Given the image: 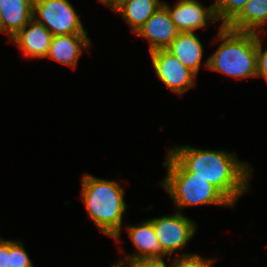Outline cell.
<instances>
[{"instance_id":"6da1fadb","label":"cell","mask_w":267,"mask_h":267,"mask_svg":"<svg viewBox=\"0 0 267 267\" xmlns=\"http://www.w3.org/2000/svg\"><path fill=\"white\" fill-rule=\"evenodd\" d=\"M169 151L193 177H201L216 187L233 205L248 189V165L239 162L234 154L189 146L173 147ZM249 167V168H248Z\"/></svg>"},{"instance_id":"7a4b0ae2","label":"cell","mask_w":267,"mask_h":267,"mask_svg":"<svg viewBox=\"0 0 267 267\" xmlns=\"http://www.w3.org/2000/svg\"><path fill=\"white\" fill-rule=\"evenodd\" d=\"M82 200L90 219L100 231L119 242L122 216L126 211L124 190L116 181L85 175L82 178Z\"/></svg>"},{"instance_id":"3957f363","label":"cell","mask_w":267,"mask_h":267,"mask_svg":"<svg viewBox=\"0 0 267 267\" xmlns=\"http://www.w3.org/2000/svg\"><path fill=\"white\" fill-rule=\"evenodd\" d=\"M257 34L221 26L218 39L222 44L208 58L205 67L239 79L256 77Z\"/></svg>"},{"instance_id":"277c9868","label":"cell","mask_w":267,"mask_h":267,"mask_svg":"<svg viewBox=\"0 0 267 267\" xmlns=\"http://www.w3.org/2000/svg\"><path fill=\"white\" fill-rule=\"evenodd\" d=\"M167 161L163 165L168 167L167 177L162 186L168 191L178 208L217 204L233 206V204L213 185L201 177H193L170 152Z\"/></svg>"},{"instance_id":"5b68a950","label":"cell","mask_w":267,"mask_h":267,"mask_svg":"<svg viewBox=\"0 0 267 267\" xmlns=\"http://www.w3.org/2000/svg\"><path fill=\"white\" fill-rule=\"evenodd\" d=\"M37 12L39 18H37ZM33 19L44 25L53 36L86 34L83 25L68 0H34Z\"/></svg>"},{"instance_id":"8992f818","label":"cell","mask_w":267,"mask_h":267,"mask_svg":"<svg viewBox=\"0 0 267 267\" xmlns=\"http://www.w3.org/2000/svg\"><path fill=\"white\" fill-rule=\"evenodd\" d=\"M150 221L160 244V259L185 247L196 231V224L179 211Z\"/></svg>"},{"instance_id":"52a82bcc","label":"cell","mask_w":267,"mask_h":267,"mask_svg":"<svg viewBox=\"0 0 267 267\" xmlns=\"http://www.w3.org/2000/svg\"><path fill=\"white\" fill-rule=\"evenodd\" d=\"M150 54L157 76L169 89L181 95L194 86L193 78H196V74L184 66L170 51L159 49Z\"/></svg>"},{"instance_id":"ba28073f","label":"cell","mask_w":267,"mask_h":267,"mask_svg":"<svg viewBox=\"0 0 267 267\" xmlns=\"http://www.w3.org/2000/svg\"><path fill=\"white\" fill-rule=\"evenodd\" d=\"M162 5L180 32H193L217 20L215 4L204 8L197 0H179L171 9L165 2Z\"/></svg>"},{"instance_id":"9c48e42d","label":"cell","mask_w":267,"mask_h":267,"mask_svg":"<svg viewBox=\"0 0 267 267\" xmlns=\"http://www.w3.org/2000/svg\"><path fill=\"white\" fill-rule=\"evenodd\" d=\"M149 41L150 52L167 49L180 31L172 21L168 10L161 5L135 33Z\"/></svg>"},{"instance_id":"30bf717a","label":"cell","mask_w":267,"mask_h":267,"mask_svg":"<svg viewBox=\"0 0 267 267\" xmlns=\"http://www.w3.org/2000/svg\"><path fill=\"white\" fill-rule=\"evenodd\" d=\"M52 37V33L44 25L32 19L11 40L24 52V55L44 58L49 52Z\"/></svg>"},{"instance_id":"8fae6325","label":"cell","mask_w":267,"mask_h":267,"mask_svg":"<svg viewBox=\"0 0 267 267\" xmlns=\"http://www.w3.org/2000/svg\"><path fill=\"white\" fill-rule=\"evenodd\" d=\"M90 40L86 34H65L53 36L46 57L75 68L82 53V48H90Z\"/></svg>"},{"instance_id":"7c38bea8","label":"cell","mask_w":267,"mask_h":267,"mask_svg":"<svg viewBox=\"0 0 267 267\" xmlns=\"http://www.w3.org/2000/svg\"><path fill=\"white\" fill-rule=\"evenodd\" d=\"M34 0H0L3 32L14 37L33 19Z\"/></svg>"},{"instance_id":"4fadbf2b","label":"cell","mask_w":267,"mask_h":267,"mask_svg":"<svg viewBox=\"0 0 267 267\" xmlns=\"http://www.w3.org/2000/svg\"><path fill=\"white\" fill-rule=\"evenodd\" d=\"M127 229L133 244L139 252L135 253V255H128L126 260L121 261L160 259V244L150 220H146L139 226H129Z\"/></svg>"},{"instance_id":"5bb4252c","label":"cell","mask_w":267,"mask_h":267,"mask_svg":"<svg viewBox=\"0 0 267 267\" xmlns=\"http://www.w3.org/2000/svg\"><path fill=\"white\" fill-rule=\"evenodd\" d=\"M167 50L197 75L202 60L203 47L194 32H180Z\"/></svg>"},{"instance_id":"9a60e30c","label":"cell","mask_w":267,"mask_h":267,"mask_svg":"<svg viewBox=\"0 0 267 267\" xmlns=\"http://www.w3.org/2000/svg\"><path fill=\"white\" fill-rule=\"evenodd\" d=\"M162 3L159 0H118L111 9L120 12L136 33Z\"/></svg>"},{"instance_id":"2e32d148","label":"cell","mask_w":267,"mask_h":267,"mask_svg":"<svg viewBox=\"0 0 267 267\" xmlns=\"http://www.w3.org/2000/svg\"><path fill=\"white\" fill-rule=\"evenodd\" d=\"M267 23V0H249L242 10L226 25L234 31L258 33Z\"/></svg>"},{"instance_id":"e0dca14e","label":"cell","mask_w":267,"mask_h":267,"mask_svg":"<svg viewBox=\"0 0 267 267\" xmlns=\"http://www.w3.org/2000/svg\"><path fill=\"white\" fill-rule=\"evenodd\" d=\"M249 0H217L215 4V15L217 20L221 19V26H226L246 5Z\"/></svg>"},{"instance_id":"ac0fdd59","label":"cell","mask_w":267,"mask_h":267,"mask_svg":"<svg viewBox=\"0 0 267 267\" xmlns=\"http://www.w3.org/2000/svg\"><path fill=\"white\" fill-rule=\"evenodd\" d=\"M21 242L10 241L9 267H34Z\"/></svg>"},{"instance_id":"d6986e66","label":"cell","mask_w":267,"mask_h":267,"mask_svg":"<svg viewBox=\"0 0 267 267\" xmlns=\"http://www.w3.org/2000/svg\"><path fill=\"white\" fill-rule=\"evenodd\" d=\"M214 261L212 259H203L196 254L184 253L181 257L174 259L170 267H211Z\"/></svg>"},{"instance_id":"ffe728a7","label":"cell","mask_w":267,"mask_h":267,"mask_svg":"<svg viewBox=\"0 0 267 267\" xmlns=\"http://www.w3.org/2000/svg\"><path fill=\"white\" fill-rule=\"evenodd\" d=\"M117 265L118 267H167L163 258L120 261Z\"/></svg>"},{"instance_id":"44dd1931","label":"cell","mask_w":267,"mask_h":267,"mask_svg":"<svg viewBox=\"0 0 267 267\" xmlns=\"http://www.w3.org/2000/svg\"><path fill=\"white\" fill-rule=\"evenodd\" d=\"M262 43L257 35V77L262 76L267 80V49L262 51Z\"/></svg>"},{"instance_id":"7402d4cb","label":"cell","mask_w":267,"mask_h":267,"mask_svg":"<svg viewBox=\"0 0 267 267\" xmlns=\"http://www.w3.org/2000/svg\"><path fill=\"white\" fill-rule=\"evenodd\" d=\"M10 265V240L0 238V267H9Z\"/></svg>"},{"instance_id":"603a6c76","label":"cell","mask_w":267,"mask_h":267,"mask_svg":"<svg viewBox=\"0 0 267 267\" xmlns=\"http://www.w3.org/2000/svg\"><path fill=\"white\" fill-rule=\"evenodd\" d=\"M118 0H100L101 3L105 4L108 7H112Z\"/></svg>"},{"instance_id":"cb8c5ba5","label":"cell","mask_w":267,"mask_h":267,"mask_svg":"<svg viewBox=\"0 0 267 267\" xmlns=\"http://www.w3.org/2000/svg\"><path fill=\"white\" fill-rule=\"evenodd\" d=\"M1 10H0V32H3V26H2V18H1Z\"/></svg>"},{"instance_id":"d4e9b609","label":"cell","mask_w":267,"mask_h":267,"mask_svg":"<svg viewBox=\"0 0 267 267\" xmlns=\"http://www.w3.org/2000/svg\"><path fill=\"white\" fill-rule=\"evenodd\" d=\"M112 267H118L117 263H115Z\"/></svg>"}]
</instances>
